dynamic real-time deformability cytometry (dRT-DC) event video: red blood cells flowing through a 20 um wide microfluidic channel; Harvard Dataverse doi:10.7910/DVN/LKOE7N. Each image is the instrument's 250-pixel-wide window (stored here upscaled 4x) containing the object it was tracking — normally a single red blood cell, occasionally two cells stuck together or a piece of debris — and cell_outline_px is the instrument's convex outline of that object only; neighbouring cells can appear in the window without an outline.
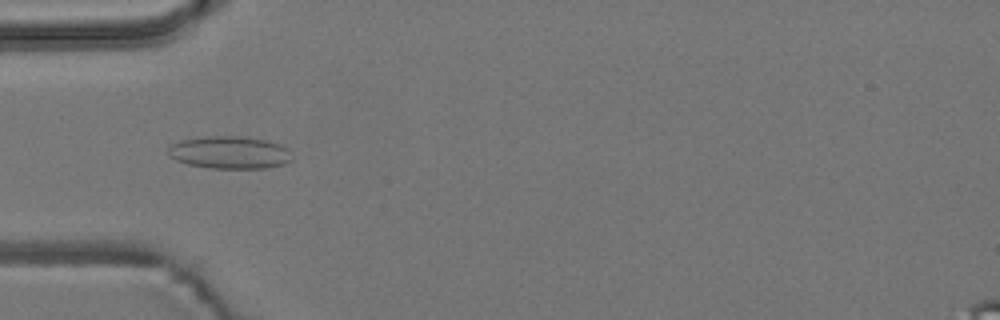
{"species": "common noctule bat (a hibernating species)", "species_latin": "Nyctalus noctula", "temperature_condition": "room temperature", "stored_images_in_passage": 8, "camera_frame_rate_fps": 3000, "um_per_image_px": 0.085, "animal": {"sex": "male", "body_mass_g": 19.2, "forearm_length_mm": 51.8}, "frame": {"image": 1, "passage_image": 4, "time_ms": 3.333, "image_size_px": [1000, 320], "cell_outline_px": [[292, 160], [284, 164], [264, 168], [208, 168], [188, 164], [176, 160], [168, 156], [168, 144], [180, 140], [204, 136], [244, 136], [284, 144], [288, 148]], "centroid_in_image_um": [19.5, 12.95], "position_along_channel_um": 65.5, "area_um2": 23.81}}
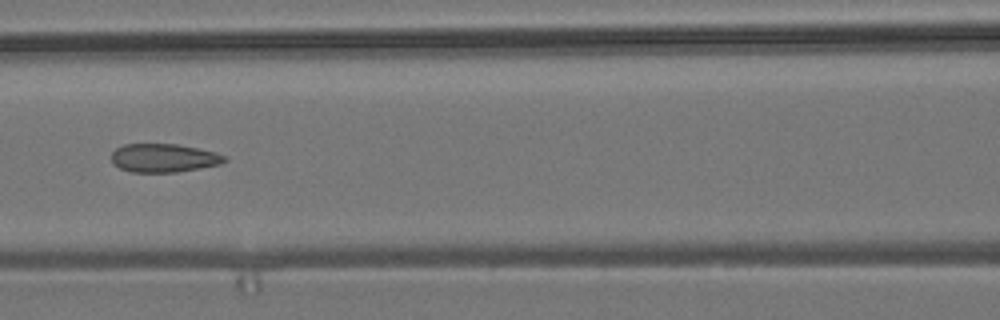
{"frame": {"image": 2, "passage_image": 6, "time_ms": 5.667, "image_size_px": [1000, 320], "cell_outline_px": [[228, 160], [220, 164], [200, 168], [176, 172], [132, 172], [120, 168], [112, 164], [112, 152], [116, 148], [124, 144], [176, 144], [216, 152], [228, 156]], "centroid_in_image_um": [13.93, 13.43], "position_along_channel_um": 152.7, "area_um2": 18.84}}
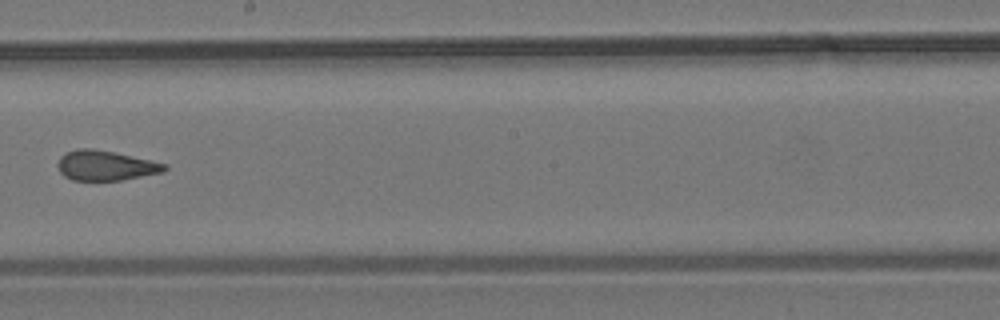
{"frame": {"image": 3, "passage_image": 8, "time_ms": 8.0, "image_size_px": [1000, 320], "cell_outline_px": [[168, 168], [164, 172], [120, 180], [72, 180], [64, 176], [60, 172], [56, 164], [60, 156], [64, 152], [76, 148], [92, 148], [112, 152], [168, 164]], "centroid_in_image_um": [8.93, 14.06], "position_along_channel_um": 239.3, "area_um2": 18.67}}